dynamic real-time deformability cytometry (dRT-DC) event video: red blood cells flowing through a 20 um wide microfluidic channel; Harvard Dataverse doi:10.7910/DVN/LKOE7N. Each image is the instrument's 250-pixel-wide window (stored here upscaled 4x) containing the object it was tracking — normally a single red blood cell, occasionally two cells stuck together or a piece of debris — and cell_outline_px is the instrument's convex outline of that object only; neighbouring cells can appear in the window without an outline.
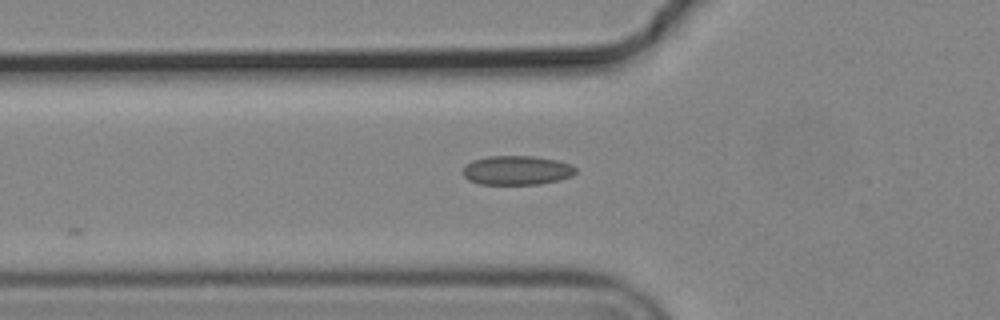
{"species": "common noctule bat (a hibernating species)", "species_latin": "Nyctalus noctula", "temperature_condition": "cold", "stored_images_in_passage": 4, "camera_frame_rate_fps": 3000, "um_per_image_px": 0.085, "animal": {"sex": "male", "body_mass_g": 19.2, "forearm_length_mm": 51.8}, "frame": {"image": 1, "passage_image": 3, "time_ms": 0.667, "image_size_px": [1000, 320], "cell_outline_px": [[576, 172], [572, 176], [560, 180], [540, 184], [480, 184], [468, 180], [460, 172], [472, 160], [488, 156], [532, 156], [556, 160], [572, 164], [576, 168]], "centroid_in_image_um": [43.93, 14.48], "position_along_channel_um": 81.9, "area_um2": 19.31}}
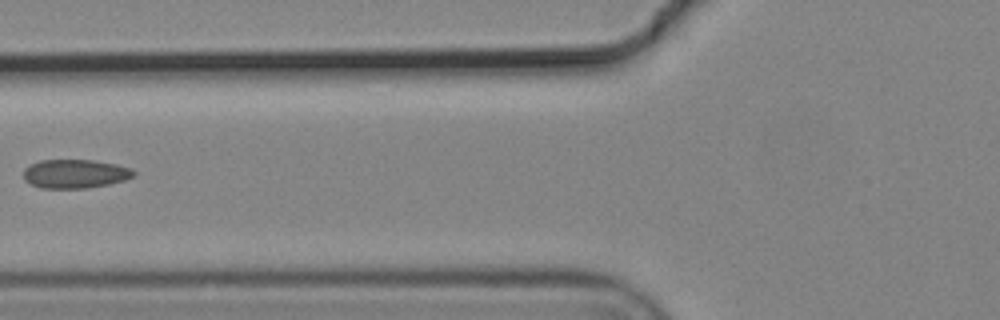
{"frame": {"image": 2, "passage_image": 4, "time_ms": 1.0, "image_size_px": [1000, 320], "cell_outline_px": [[136, 172], [132, 176], [124, 180], [108, 184], [84, 188], [40, 188], [24, 180], [24, 168], [28, 164], [40, 160], [92, 160], [116, 164], [132, 168]], "centroid_in_image_um": [6.35, 14.76], "position_along_channel_um": 119.4, "area_um2": 18.5}}